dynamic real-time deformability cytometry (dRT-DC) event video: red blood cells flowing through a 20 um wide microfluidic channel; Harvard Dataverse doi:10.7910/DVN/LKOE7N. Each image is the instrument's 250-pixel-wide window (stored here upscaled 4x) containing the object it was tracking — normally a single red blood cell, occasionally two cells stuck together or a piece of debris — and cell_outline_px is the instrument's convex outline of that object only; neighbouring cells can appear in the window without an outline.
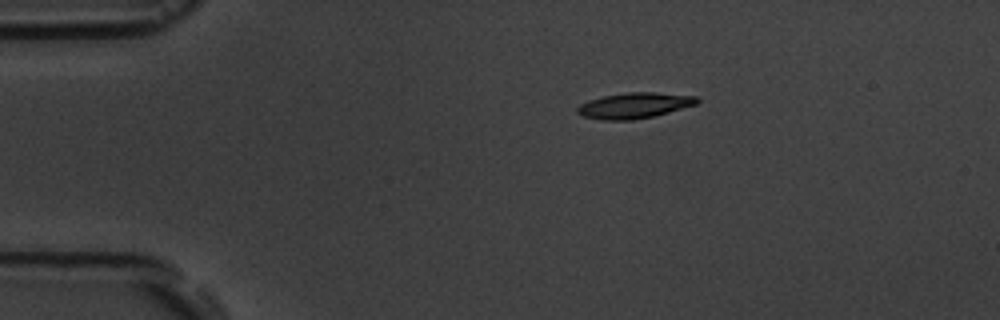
{"species": "common noctule bat (a hibernating species)", "species_latin": "Nyctalus noctula", "temperature_condition": "room temperature", "stored_images_in_passage": 14, "camera_frame_rate_fps": 3000, "um_per_image_px": 0.085, "animal": {"sex": "male", "body_mass_g": 19.5, "forearm_length_mm": 54.6}, "frame": {"image": 1, "passage_image": 1, "time_ms": 0.0, "image_size_px": [1000, 320], "cell_outline_px": [[700, 100], [696, 104], [668, 112], [652, 116], [632, 120], [600, 120], [584, 116], [576, 112], [576, 108], [580, 104], [588, 100], [604, 96], [624, 92], [652, 92], [696, 96]], "centroid_in_image_um": [53.88, 8.96], "position_along_channel_um": 31.1, "area_um2": 17.8}}
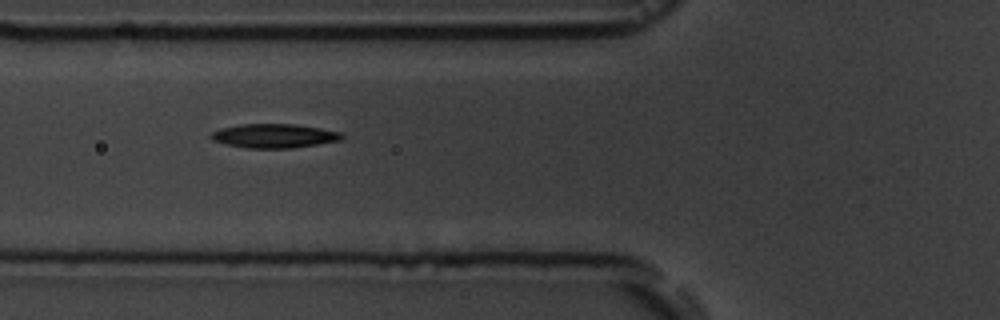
{"frame": {"image": 2, "passage_image": 4, "time_ms": 3.333, "image_size_px": [1000, 320], "cell_outline_px": [[344, 136], [340, 140], [292, 148], [248, 148], [228, 144], [212, 140], [208, 136], [212, 132], [220, 128], [240, 124], [296, 124], [320, 128], [340, 132]], "centroid_in_image_um": [23.27, 11.54], "position_along_channel_um": 102.5, "area_um2": 18.21}}
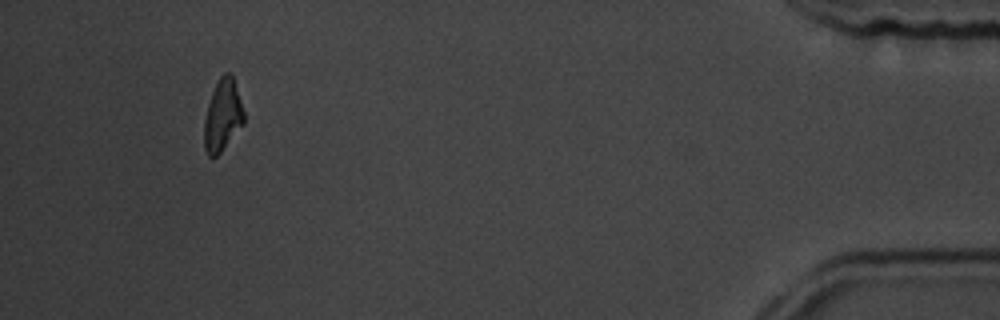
{"frame": {"image": 3, "passage_image": 13, "time_ms": 13.667, "image_size_px": [1000, 320], "cell_outline_px": [[244, 124], [220, 152], [216, 156], [208, 156], [204, 148], [204, 120], [208, 104], [212, 92], [220, 76], [224, 72], [228, 72], [232, 76], [244, 112]], "centroid_in_image_um": [18.91, 9.83], "position_along_channel_um": 416.3, "area_um2": 16.36}, "authors_computed_cell_mechanics": {"area_um2": 17.4267, "velocity_mm_per_s": 3.7135, "shape_relaxation_time_tau1_ms": 8.5419, "shape_relaxation_time_tau2_ms": null, "deformation_change_tau1": 0.1955, "deformation_change_tau2": null}}